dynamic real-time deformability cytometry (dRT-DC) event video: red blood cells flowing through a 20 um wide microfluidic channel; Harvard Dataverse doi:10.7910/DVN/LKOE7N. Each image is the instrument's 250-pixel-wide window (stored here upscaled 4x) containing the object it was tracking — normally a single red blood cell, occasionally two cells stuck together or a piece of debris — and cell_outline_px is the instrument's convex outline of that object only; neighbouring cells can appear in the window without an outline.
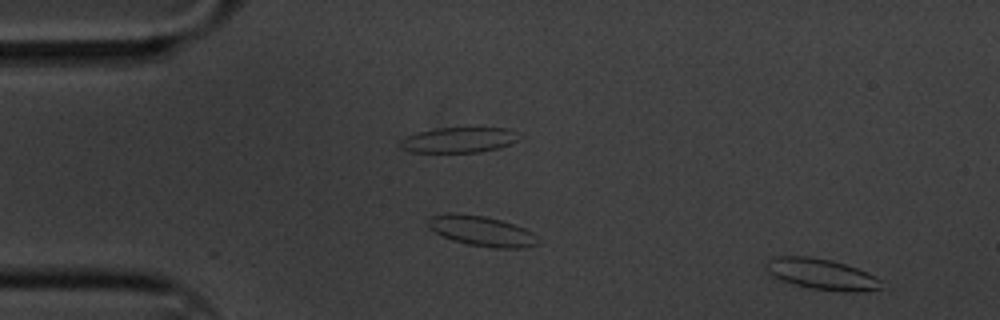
{"species": "common noctule bat (a hibernating species)", "species_latin": "Nyctalus noctula", "temperature_condition": "cold", "stored_images_in_passage": 6, "camera_frame_rate_fps": 3000, "um_per_image_px": 0.085, "animal": {"sex": "male", "body_mass_g": 20.1, "forearm_length_mm": 53.5}, "frame": {"image": 1, "passage_image": 1, "time_ms": 0.0, "image_size_px": [1000, 320], "cell_outline_px": [[880, 288], [856, 292], [848, 292], [808, 288], [772, 276], [764, 268], [764, 264], [768, 260], [776, 256], [808, 256], [832, 260], [856, 268], [880, 280]], "centroid_in_image_um": [69.75, 23.29], "position_along_channel_um": 15.2, "area_um2": 20.35}}
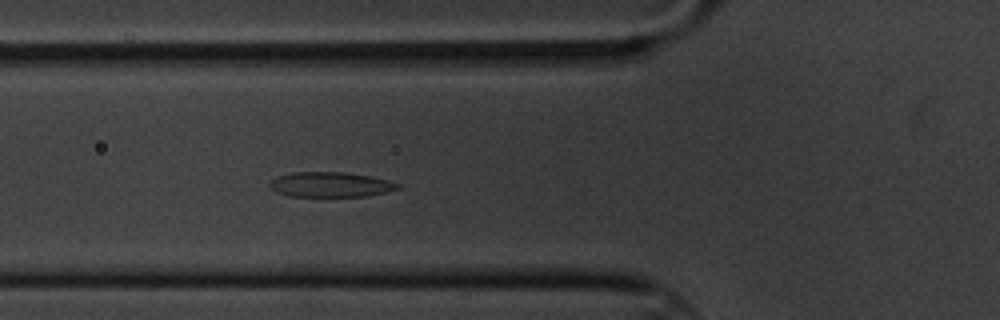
{"frame": {"image": 2, "passage_image": 6, "time_ms": 1.667, "image_size_px": [1000, 320], "cell_outline_px": [[400, 188], [384, 192], [364, 196], [288, 196], [276, 192], [268, 184], [276, 176], [292, 172], [344, 172], [368, 176], [388, 180], [400, 184]], "centroid_in_image_um": [28.05, 15.68], "position_along_channel_um": 97.8, "area_um2": 18.5}}